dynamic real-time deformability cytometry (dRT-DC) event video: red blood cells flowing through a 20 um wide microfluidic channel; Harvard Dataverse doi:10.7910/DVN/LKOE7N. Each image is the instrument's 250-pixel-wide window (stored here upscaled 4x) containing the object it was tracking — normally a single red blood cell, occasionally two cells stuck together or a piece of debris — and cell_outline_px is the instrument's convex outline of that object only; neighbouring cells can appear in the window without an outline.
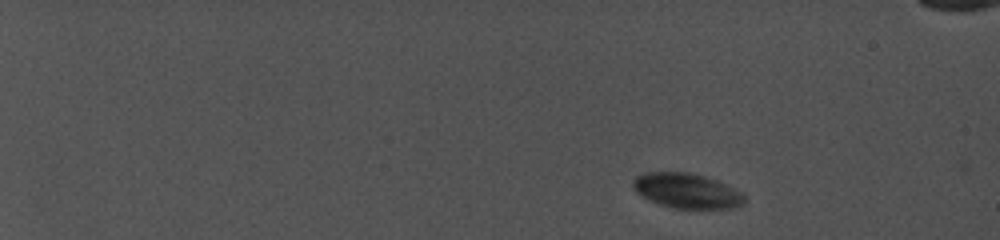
{"species": "common noctule bat (a hibernating species)", "species_latin": "Nyctalus noctula", "temperature_condition": "cold", "stored_images_in_passage": 28, "camera_frame_rate_fps": 5000, "um_per_image_px": 0.085, "animal": {"sex": "female", "body_mass_g": 19.0, "forearm_length_mm": 56.7}, "frame": {"image": 1, "passage_image": 1, "time_ms": 0.0, "image_size_px": [1000, 240], "cell_outline_px": [[748, 200], [740, 208], [676, 208], [660, 204], [636, 192], [632, 188], [632, 180], [636, 176], [644, 172], [688, 172], [704, 176], [716, 180], [744, 192]], "centroid_in_image_um": [58.44, 16.21], "position_along_channel_um": 26.6, "area_um2": 22.89}}
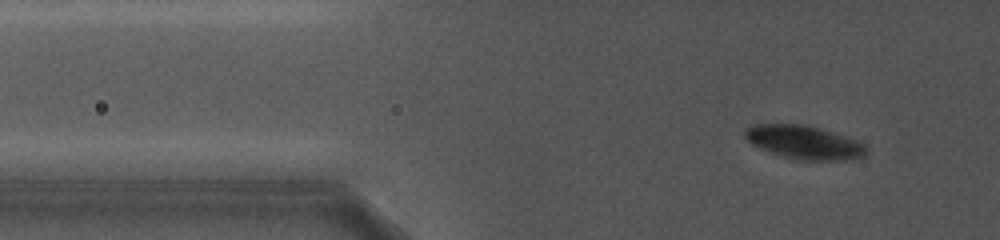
{"frame": {"image": 2, "passage_image": 15, "time_ms": 4.4, "image_size_px": [1000, 240], "cell_outline_px": [[868, 152], [864, 156], [848, 160], [800, 160], [784, 156], [760, 148], [752, 144], [744, 136], [744, 128], [752, 124], [804, 124], [820, 128], [856, 140], [864, 144], [868, 148]], "centroid_in_image_um": [68.35, 12.09], "position_along_channel_um": 57.4, "area_um2": 23.64}}
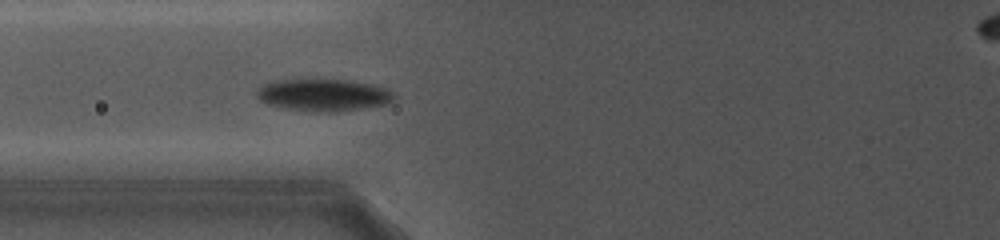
{"frame": {"image": 3, "passage_image": 27, "time_ms": 6.8, "image_size_px": [1000, 240], "cell_outline_px": [[396, 96], [388, 104], [364, 108], [336, 112], [316, 112], [284, 108], [268, 104], [260, 100], [256, 96], [256, 92], [260, 84], [272, 80], [352, 80], [372, 84], [388, 88]], "centroid_in_image_um": [27.49, 8.07], "position_along_channel_um": 98.3, "area_um2": 26.01}}